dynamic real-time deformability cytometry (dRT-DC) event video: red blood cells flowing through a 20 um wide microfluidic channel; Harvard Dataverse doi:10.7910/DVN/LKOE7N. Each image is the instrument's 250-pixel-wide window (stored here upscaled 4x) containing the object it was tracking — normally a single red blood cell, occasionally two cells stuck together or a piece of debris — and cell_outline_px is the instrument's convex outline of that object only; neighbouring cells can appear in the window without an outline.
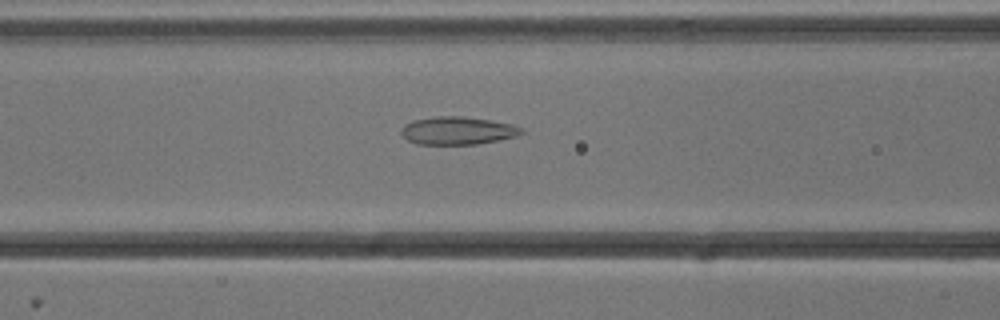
{"species": "common noctule bat (a hibernating species)", "species_latin": "Nyctalus noctula", "temperature_condition": "cold", "stored_images_in_passage": 23, "camera_frame_rate_fps": 3000, "um_per_image_px": 0.085, "animal": {"sex": "male", "body_mass_g": 13.3}, "frame": {"image": 1, "passage_image": 6, "time_ms": 1.667, "image_size_px": [1000, 320], "cell_outline_px": [[524, 132], [516, 136], [500, 140], [476, 144], [416, 144], [408, 140], [400, 132], [404, 124], [412, 120], [436, 116], [460, 116], [492, 120], [524, 128]], "centroid_in_image_um": [38.89, 11.1], "position_along_channel_um": 127.7, "area_um2": 19.54}}
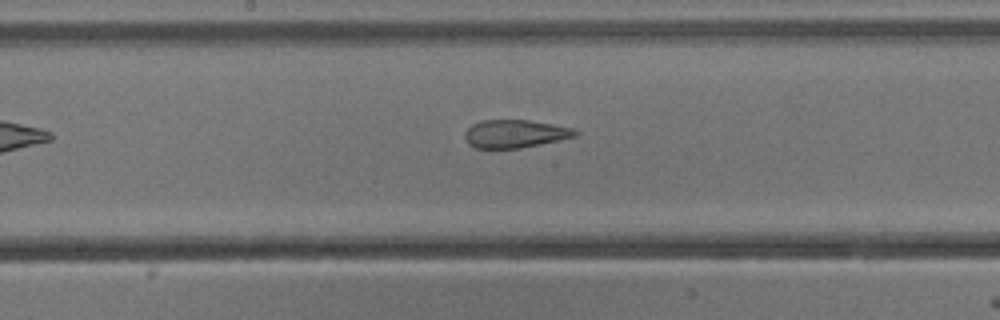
{"frame": {"image": 2, "passage_image": 12, "time_ms": 3.667, "image_size_px": [1000, 320], "cell_outline_px": [[580, 132], [576, 136], [520, 148], [476, 148], [468, 144], [464, 136], [464, 132], [472, 124], [484, 120], [528, 120], [552, 124], [572, 128]], "centroid_in_image_um": [43.75, 11.37], "position_along_channel_um": 204.5, "area_um2": 17.86}}
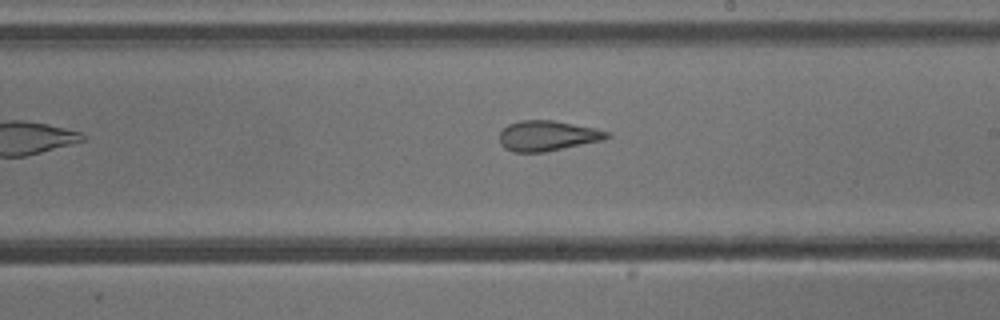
{"frame": {"image": 3, "passage_image": 15, "time_ms": 4.667, "image_size_px": [1000, 320], "cell_outline_px": [[612, 136], [604, 140], [544, 152], [512, 152], [504, 148], [500, 144], [500, 132], [508, 124], [520, 120], [552, 120], [592, 128], [608, 132]], "centroid_in_image_um": [46.5, 11.55], "position_along_channel_um": 242.5, "area_um2": 18.84}}